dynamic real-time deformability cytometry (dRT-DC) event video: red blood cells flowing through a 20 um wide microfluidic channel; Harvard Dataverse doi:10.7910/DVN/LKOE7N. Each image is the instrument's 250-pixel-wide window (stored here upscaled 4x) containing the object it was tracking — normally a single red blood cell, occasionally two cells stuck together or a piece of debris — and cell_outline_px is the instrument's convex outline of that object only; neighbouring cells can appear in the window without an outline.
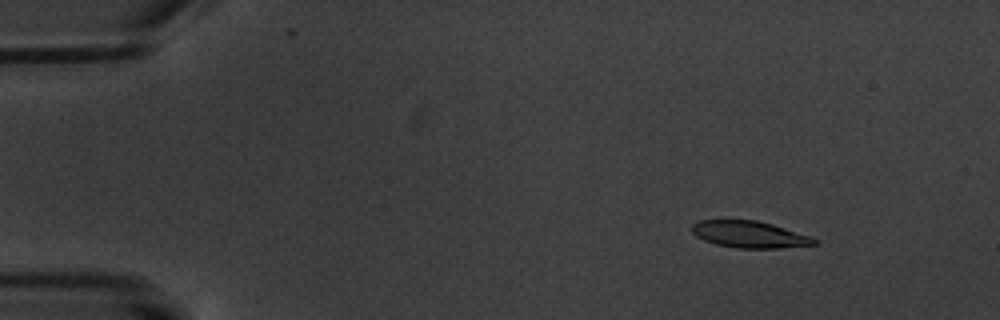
{"species": "common noctule bat (a hibernating species)", "species_latin": "Nyctalus noctula", "temperature_condition": "warm", "stored_images_in_passage": 6, "camera_frame_rate_fps": 3000, "um_per_image_px": 0.085, "animal": {"sex": "male", "body_mass_g": 20.1, "forearm_length_mm": 53.5}, "frame": {"image": 1, "passage_image": 2, "time_ms": 1.0, "image_size_px": [1000, 320], "cell_outline_px": [[816, 244], [776, 248], [736, 248], [716, 244], [704, 240], [696, 236], [692, 232], [692, 224], [696, 220], [756, 220], [772, 224], [812, 236], [816, 240]], "centroid_in_image_um": [63.68, 19.92], "position_along_channel_um": 21.3, "area_um2": 19.02}}